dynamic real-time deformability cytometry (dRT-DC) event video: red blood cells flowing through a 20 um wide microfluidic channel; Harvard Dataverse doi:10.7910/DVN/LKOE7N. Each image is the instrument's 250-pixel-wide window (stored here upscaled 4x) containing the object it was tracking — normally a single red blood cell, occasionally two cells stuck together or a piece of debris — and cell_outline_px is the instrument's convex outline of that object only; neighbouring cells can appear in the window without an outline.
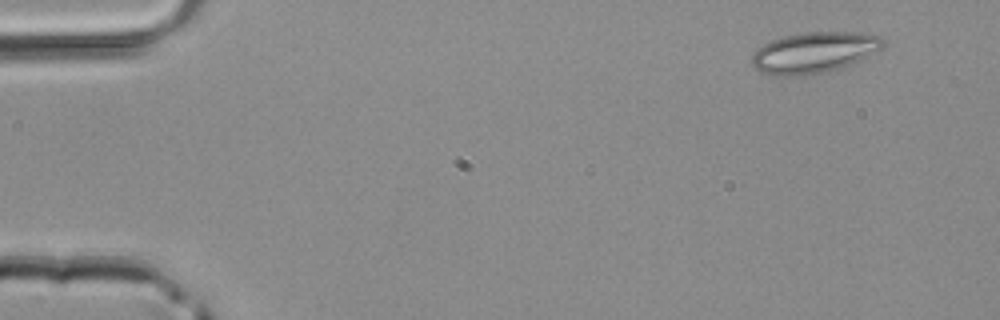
{"species": "common noctule bat (a hibernating species)", "species_latin": "Nyctalus noctula", "temperature_condition": "room temperature", "stored_images_in_passage": 2, "camera_frame_rate_fps": 3000, "um_per_image_px": 0.085, "animal": {"sex": "male", "body_mass_g": 20.4}, "frame": {"image": 1, "passage_image": 1, "time_ms": 0.0, "image_size_px": [1000, 320], "cell_outline_px": [[884, 44], [876, 52], [844, 68], [832, 72], [804, 76], [776, 76], [760, 72], [752, 64], [752, 52], [756, 48], [772, 40], [784, 36], [804, 32], [864, 32], [880, 36], [884, 40]], "centroid_in_image_um": [69.2, 4.48], "position_along_channel_um": 15.8, "area_um2": 31.91}}